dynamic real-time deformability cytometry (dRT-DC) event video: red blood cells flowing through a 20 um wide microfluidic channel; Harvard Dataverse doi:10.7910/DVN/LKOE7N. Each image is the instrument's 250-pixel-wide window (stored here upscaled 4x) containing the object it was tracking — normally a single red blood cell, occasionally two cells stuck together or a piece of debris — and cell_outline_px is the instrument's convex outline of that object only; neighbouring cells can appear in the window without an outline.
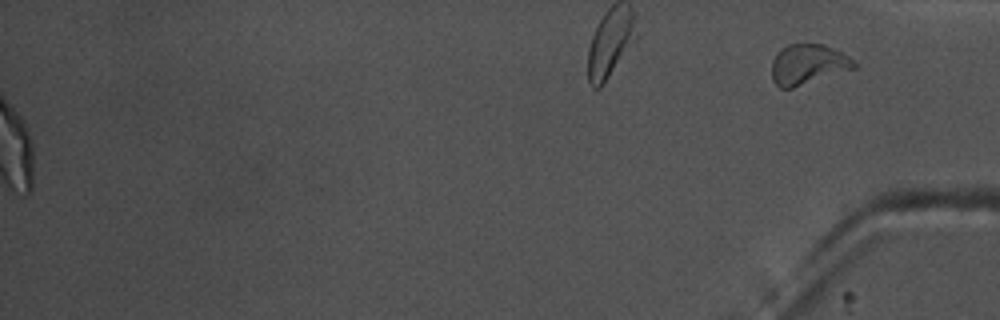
{"species": "common noctule bat (a hibernating species)", "species_latin": "Nyctalus noctula", "temperature_condition": "warm", "stored_images_in_passage": 57, "segment_of_instrument_passage": [2, 2], "camera_frame_rate_fps": 3000, "um_per_image_px": 0.085, "animal": {"sex": "male", "body_mass_g": 17.5, "forearm_length_mm": 52.3}, "frame": {"image": 1, "passage_image": 57, "time_ms": 18.667, "image_size_px": [1000, 320], "cell_outline_px": [[856, 68], [792, 88], [780, 88], [772, 80], [772, 60], [788, 44], [824, 44], [848, 56], [856, 64]], "centroid_in_image_um": [68.67, 5.48], "position_along_channel_um": 366.5, "area_um2": 18.96}}